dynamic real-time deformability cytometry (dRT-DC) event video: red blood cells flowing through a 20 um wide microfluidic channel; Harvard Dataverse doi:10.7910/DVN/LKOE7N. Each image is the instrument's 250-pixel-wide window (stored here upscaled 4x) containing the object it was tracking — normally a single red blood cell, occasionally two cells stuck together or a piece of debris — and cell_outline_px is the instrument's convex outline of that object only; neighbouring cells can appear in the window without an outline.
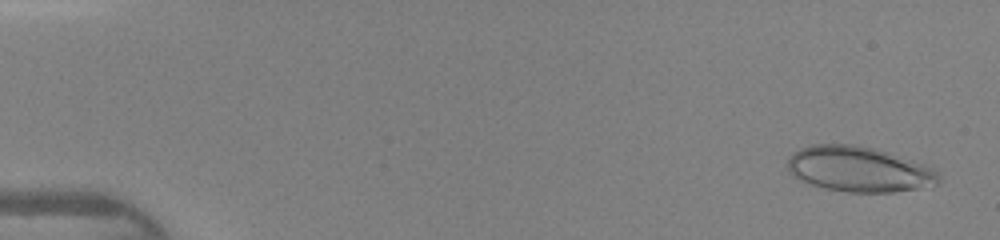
{"species": "human", "species_latin": "Homo sapiens", "temperature_condition": "warm", "stored_images_in_passage": 45, "camera_frame_rate_fps": 3000, "um_per_image_px": 0.085, "donor": {"sex": "female"}, "frame": {"image": 1, "passage_image": 2, "time_ms": 0.333, "image_size_px": [1000, 240], "cell_outline_px": [[940, 180], [936, 184], [916, 188], [892, 192], [848, 192], [824, 188], [800, 180], [792, 176], [788, 172], [788, 156], [792, 152], [800, 148], [812, 144], [856, 144], [888, 152], [924, 164], [932, 168], [940, 176]], "centroid_in_image_um": [72.95, 14.37], "position_along_channel_um": 12.0, "area_um2": 39.88}}
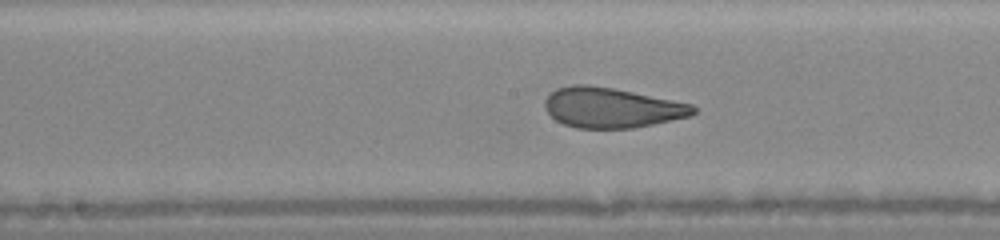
{"frame": {"image": 2, "passage_image": 24, "time_ms": 7.667, "image_size_px": [1000, 240], "cell_outline_px": [[696, 112], [692, 116], [632, 128], [576, 128], [564, 124], [556, 120], [544, 108], [544, 100], [556, 88], [572, 84], [588, 84], [612, 88], [692, 104], [696, 108]], "centroid_in_image_um": [51.96, 9.15], "position_along_channel_um": 196.2, "area_um2": 34.56}}
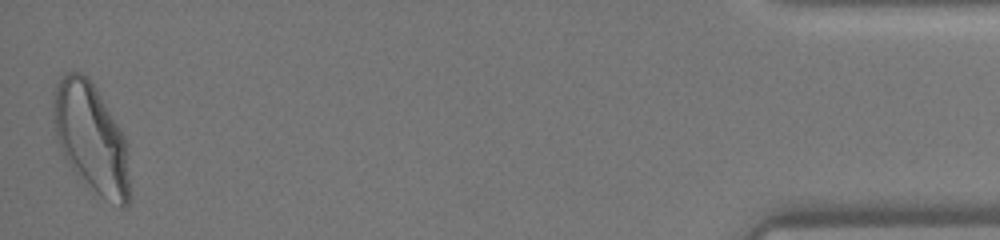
{"frame": {"image": 3, "passage_image": 45, "time_ms": 14.667, "image_size_px": [1000, 240], "cell_outline_px": [[128, 204], [124, 208], [120, 208], [100, 196], [68, 164], [64, 156], [56, 136], [52, 120], [52, 100], [56, 84], [60, 76], [64, 72], [80, 72], [96, 88], [120, 128], [124, 136], [128, 176]], "centroid_in_image_um": [7.7, 11.69], "position_along_channel_um": 427.5, "area_um2": 47.8}}